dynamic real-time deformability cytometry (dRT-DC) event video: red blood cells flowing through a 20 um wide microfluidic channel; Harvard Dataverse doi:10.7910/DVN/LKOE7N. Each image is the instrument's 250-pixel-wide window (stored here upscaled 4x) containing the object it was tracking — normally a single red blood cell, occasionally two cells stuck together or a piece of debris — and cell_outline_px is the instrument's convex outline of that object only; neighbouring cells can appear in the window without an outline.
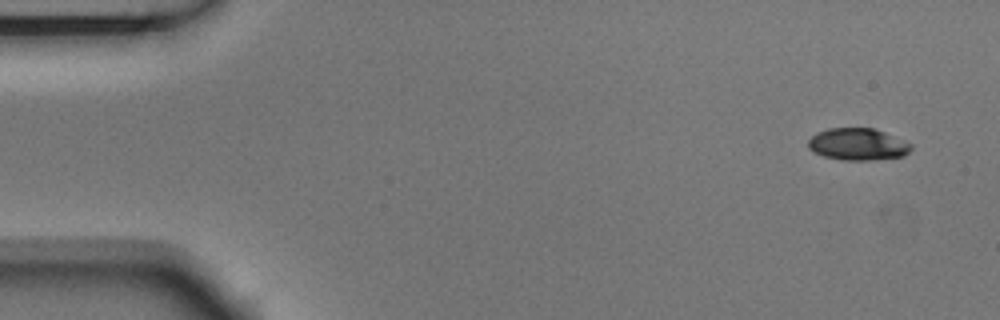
{"species": "Egyptian fruit bat (a non-hibernating species)", "species_latin": "Rousettus aegyptiacus", "temperature_condition": "room temperature", "stored_images_in_passage": 5, "segment_of_instrument_passage": [1, 2], "camera_frame_rate_fps": 3000, "um_per_image_px": 0.085, "animal": {"sex": "male"}, "frame": {"image": 1, "passage_image": 1, "time_ms": 0.0, "image_size_px": [1000, 320], "cell_outline_px": [[912, 148], [904, 156], [868, 160], [844, 160], [824, 156], [812, 152], [808, 148], [808, 140], [816, 132], [828, 128], [876, 128], [912, 144]], "centroid_in_image_um": [72.89, 12.25], "position_along_channel_um": 12.1, "area_um2": 19.25}}